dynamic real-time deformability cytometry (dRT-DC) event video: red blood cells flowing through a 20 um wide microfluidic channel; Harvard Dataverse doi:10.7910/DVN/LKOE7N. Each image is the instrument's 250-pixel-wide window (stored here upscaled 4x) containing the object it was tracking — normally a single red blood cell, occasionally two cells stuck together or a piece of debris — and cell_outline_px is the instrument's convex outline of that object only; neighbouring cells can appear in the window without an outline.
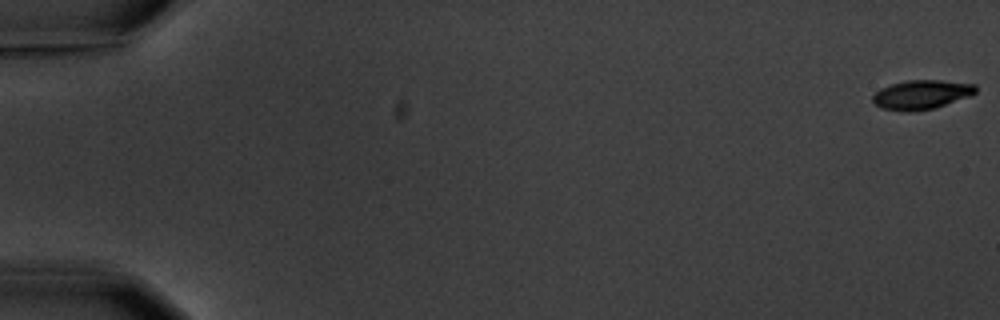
{"species": "common noctule bat (a hibernating species)", "species_latin": "Nyctalus noctula", "temperature_condition": "warm", "stored_images_in_passage": 6, "camera_frame_rate_fps": 3000, "um_per_image_px": 0.085, "animal": {"sex": "male", "body_mass_g": 20.1, "forearm_length_mm": 53.5}, "frame": {"image": 1, "passage_image": 1, "time_ms": 0.0, "image_size_px": [1000, 320], "cell_outline_px": [[976, 92], [968, 96], [936, 108], [912, 112], [880, 108], [872, 100], [872, 96], [880, 88], [892, 84], [908, 80], [940, 80], [976, 84]], "centroid_in_image_um": [78.31, 8.04], "position_along_channel_um": 6.7, "area_um2": 17.46}}
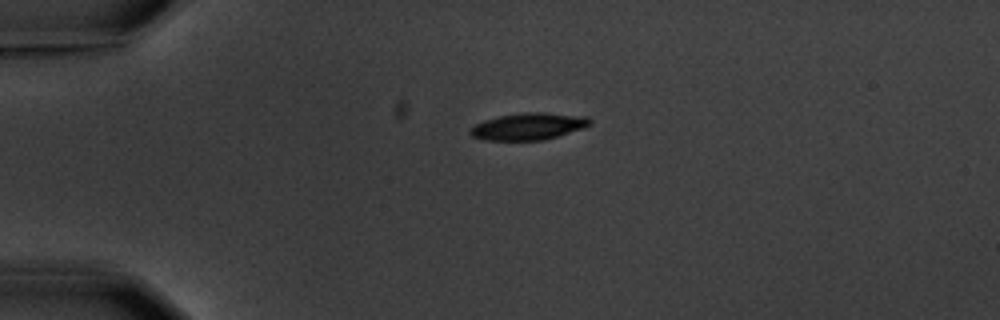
{"frame": {"image": 2, "passage_image": 5, "time_ms": 4.667, "image_size_px": [1000, 320], "cell_outline_px": [[592, 124], [584, 128], [544, 140], [484, 140], [472, 136], [468, 132], [468, 128], [484, 120], [500, 116], [524, 112], [544, 112], [588, 116], [592, 120]], "centroid_in_image_um": [44.94, 10.74], "position_along_channel_um": 40.1, "area_um2": 18.96}}